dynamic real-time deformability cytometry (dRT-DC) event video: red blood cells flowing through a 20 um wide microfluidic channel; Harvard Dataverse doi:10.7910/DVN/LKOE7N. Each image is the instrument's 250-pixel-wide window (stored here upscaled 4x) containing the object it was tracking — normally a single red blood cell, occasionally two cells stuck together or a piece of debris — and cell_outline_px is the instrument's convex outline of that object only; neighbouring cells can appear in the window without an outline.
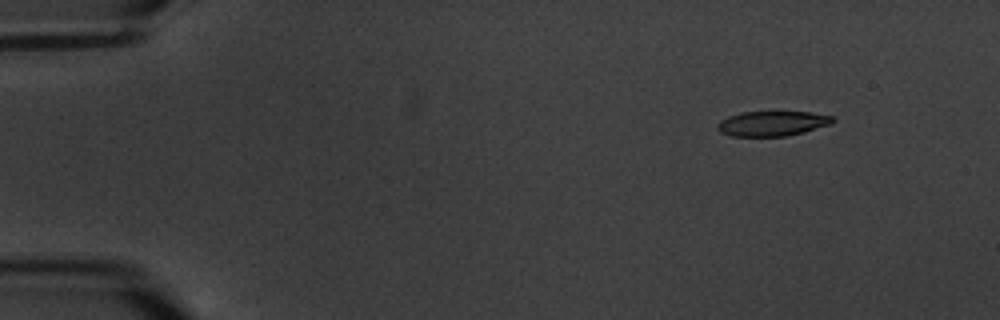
{"species": "common noctule bat (a hibernating species)", "species_latin": "Nyctalus noctula", "temperature_condition": "warm", "stored_images_in_passage": 7, "segment_of_instrument_passage": [2, 2], "camera_frame_rate_fps": 3000, "um_per_image_px": 0.085, "animal": {"sex": "male", "body_mass_g": 20.1, "forearm_length_mm": 53.5}, "frame": {"image": 1, "passage_image": 7, "time_ms": 7.667, "image_size_px": [1000, 320], "cell_outline_px": [[836, 120], [832, 124], [804, 132], [784, 136], [732, 136], [720, 132], [716, 128], [716, 124], [720, 120], [728, 116], [740, 112], [812, 112], [832, 116]], "centroid_in_image_um": [65.64, 10.49], "position_along_channel_um": 19.4, "area_um2": 16.88}}